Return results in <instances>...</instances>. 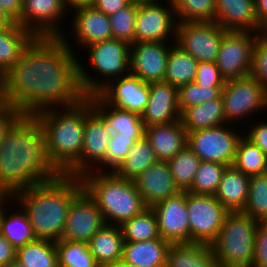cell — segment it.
Segmentation results:
<instances>
[{
	"label": "cell",
	"mask_w": 267,
	"mask_h": 267,
	"mask_svg": "<svg viewBox=\"0 0 267 267\" xmlns=\"http://www.w3.org/2000/svg\"><path fill=\"white\" fill-rule=\"evenodd\" d=\"M222 89L201 87L194 82L180 86L178 88L180 112L182 113L186 108L218 99L221 96Z\"/></svg>",
	"instance_id": "obj_44"
},
{
	"label": "cell",
	"mask_w": 267,
	"mask_h": 267,
	"mask_svg": "<svg viewBox=\"0 0 267 267\" xmlns=\"http://www.w3.org/2000/svg\"><path fill=\"white\" fill-rule=\"evenodd\" d=\"M13 23L0 7V28Z\"/></svg>",
	"instance_id": "obj_57"
},
{
	"label": "cell",
	"mask_w": 267,
	"mask_h": 267,
	"mask_svg": "<svg viewBox=\"0 0 267 267\" xmlns=\"http://www.w3.org/2000/svg\"><path fill=\"white\" fill-rule=\"evenodd\" d=\"M249 181L250 177L233 165L227 166L214 196L228 212H242L248 199Z\"/></svg>",
	"instance_id": "obj_28"
},
{
	"label": "cell",
	"mask_w": 267,
	"mask_h": 267,
	"mask_svg": "<svg viewBox=\"0 0 267 267\" xmlns=\"http://www.w3.org/2000/svg\"><path fill=\"white\" fill-rule=\"evenodd\" d=\"M174 43H132L130 45V74L149 84L164 81L168 54Z\"/></svg>",
	"instance_id": "obj_16"
},
{
	"label": "cell",
	"mask_w": 267,
	"mask_h": 267,
	"mask_svg": "<svg viewBox=\"0 0 267 267\" xmlns=\"http://www.w3.org/2000/svg\"><path fill=\"white\" fill-rule=\"evenodd\" d=\"M82 191L80 177L61 174L15 192L11 204L15 207L17 202L27 213L36 239L56 242L62 239L68 210Z\"/></svg>",
	"instance_id": "obj_3"
},
{
	"label": "cell",
	"mask_w": 267,
	"mask_h": 267,
	"mask_svg": "<svg viewBox=\"0 0 267 267\" xmlns=\"http://www.w3.org/2000/svg\"><path fill=\"white\" fill-rule=\"evenodd\" d=\"M167 163L175 185L180 191H187L194 181L201 160L187 144Z\"/></svg>",
	"instance_id": "obj_38"
},
{
	"label": "cell",
	"mask_w": 267,
	"mask_h": 267,
	"mask_svg": "<svg viewBox=\"0 0 267 267\" xmlns=\"http://www.w3.org/2000/svg\"><path fill=\"white\" fill-rule=\"evenodd\" d=\"M157 161L153 148L144 136L133 144L126 158L113 172L119 177L134 180Z\"/></svg>",
	"instance_id": "obj_34"
},
{
	"label": "cell",
	"mask_w": 267,
	"mask_h": 267,
	"mask_svg": "<svg viewBox=\"0 0 267 267\" xmlns=\"http://www.w3.org/2000/svg\"><path fill=\"white\" fill-rule=\"evenodd\" d=\"M135 142L132 137L111 135L106 155V172H113L120 165Z\"/></svg>",
	"instance_id": "obj_45"
},
{
	"label": "cell",
	"mask_w": 267,
	"mask_h": 267,
	"mask_svg": "<svg viewBox=\"0 0 267 267\" xmlns=\"http://www.w3.org/2000/svg\"><path fill=\"white\" fill-rule=\"evenodd\" d=\"M253 120L255 122H252V127L248 124L249 127L244 130V135L267 155V121L266 119L264 121L259 120L257 123V119Z\"/></svg>",
	"instance_id": "obj_49"
},
{
	"label": "cell",
	"mask_w": 267,
	"mask_h": 267,
	"mask_svg": "<svg viewBox=\"0 0 267 267\" xmlns=\"http://www.w3.org/2000/svg\"><path fill=\"white\" fill-rule=\"evenodd\" d=\"M198 61L176 43L172 44L166 65L164 82L180 87L195 81Z\"/></svg>",
	"instance_id": "obj_33"
},
{
	"label": "cell",
	"mask_w": 267,
	"mask_h": 267,
	"mask_svg": "<svg viewBox=\"0 0 267 267\" xmlns=\"http://www.w3.org/2000/svg\"><path fill=\"white\" fill-rule=\"evenodd\" d=\"M124 241L138 242L161 238L155 212L147 207L121 226Z\"/></svg>",
	"instance_id": "obj_37"
},
{
	"label": "cell",
	"mask_w": 267,
	"mask_h": 267,
	"mask_svg": "<svg viewBox=\"0 0 267 267\" xmlns=\"http://www.w3.org/2000/svg\"><path fill=\"white\" fill-rule=\"evenodd\" d=\"M36 36L17 22L0 28V76L2 77L22 56Z\"/></svg>",
	"instance_id": "obj_29"
},
{
	"label": "cell",
	"mask_w": 267,
	"mask_h": 267,
	"mask_svg": "<svg viewBox=\"0 0 267 267\" xmlns=\"http://www.w3.org/2000/svg\"><path fill=\"white\" fill-rule=\"evenodd\" d=\"M6 267H26L25 265H23L22 263H20L19 261H17L16 259L11 262L8 266Z\"/></svg>",
	"instance_id": "obj_58"
},
{
	"label": "cell",
	"mask_w": 267,
	"mask_h": 267,
	"mask_svg": "<svg viewBox=\"0 0 267 267\" xmlns=\"http://www.w3.org/2000/svg\"><path fill=\"white\" fill-rule=\"evenodd\" d=\"M0 7L13 22H17L22 16L23 0H0Z\"/></svg>",
	"instance_id": "obj_52"
},
{
	"label": "cell",
	"mask_w": 267,
	"mask_h": 267,
	"mask_svg": "<svg viewBox=\"0 0 267 267\" xmlns=\"http://www.w3.org/2000/svg\"><path fill=\"white\" fill-rule=\"evenodd\" d=\"M167 267H218L212 245L195 242L171 243Z\"/></svg>",
	"instance_id": "obj_31"
},
{
	"label": "cell",
	"mask_w": 267,
	"mask_h": 267,
	"mask_svg": "<svg viewBox=\"0 0 267 267\" xmlns=\"http://www.w3.org/2000/svg\"><path fill=\"white\" fill-rule=\"evenodd\" d=\"M180 120L187 133L228 124L221 96L218 99L186 108L181 113Z\"/></svg>",
	"instance_id": "obj_32"
},
{
	"label": "cell",
	"mask_w": 267,
	"mask_h": 267,
	"mask_svg": "<svg viewBox=\"0 0 267 267\" xmlns=\"http://www.w3.org/2000/svg\"><path fill=\"white\" fill-rule=\"evenodd\" d=\"M257 34L248 31H226L220 42L216 65L225 81L249 76Z\"/></svg>",
	"instance_id": "obj_12"
},
{
	"label": "cell",
	"mask_w": 267,
	"mask_h": 267,
	"mask_svg": "<svg viewBox=\"0 0 267 267\" xmlns=\"http://www.w3.org/2000/svg\"><path fill=\"white\" fill-rule=\"evenodd\" d=\"M226 167L227 165L218 162L201 161L194 181L187 191L194 194L214 195Z\"/></svg>",
	"instance_id": "obj_42"
},
{
	"label": "cell",
	"mask_w": 267,
	"mask_h": 267,
	"mask_svg": "<svg viewBox=\"0 0 267 267\" xmlns=\"http://www.w3.org/2000/svg\"><path fill=\"white\" fill-rule=\"evenodd\" d=\"M8 196L0 193V205Z\"/></svg>",
	"instance_id": "obj_61"
},
{
	"label": "cell",
	"mask_w": 267,
	"mask_h": 267,
	"mask_svg": "<svg viewBox=\"0 0 267 267\" xmlns=\"http://www.w3.org/2000/svg\"><path fill=\"white\" fill-rule=\"evenodd\" d=\"M111 267H130V266H127V265L123 264L122 262H119V263H117Z\"/></svg>",
	"instance_id": "obj_60"
},
{
	"label": "cell",
	"mask_w": 267,
	"mask_h": 267,
	"mask_svg": "<svg viewBox=\"0 0 267 267\" xmlns=\"http://www.w3.org/2000/svg\"><path fill=\"white\" fill-rule=\"evenodd\" d=\"M133 181L144 204L150 208L181 192L174 183L167 161L158 160Z\"/></svg>",
	"instance_id": "obj_20"
},
{
	"label": "cell",
	"mask_w": 267,
	"mask_h": 267,
	"mask_svg": "<svg viewBox=\"0 0 267 267\" xmlns=\"http://www.w3.org/2000/svg\"><path fill=\"white\" fill-rule=\"evenodd\" d=\"M23 116V114L13 106L4 102L0 104V143L3 141L10 128Z\"/></svg>",
	"instance_id": "obj_50"
},
{
	"label": "cell",
	"mask_w": 267,
	"mask_h": 267,
	"mask_svg": "<svg viewBox=\"0 0 267 267\" xmlns=\"http://www.w3.org/2000/svg\"><path fill=\"white\" fill-rule=\"evenodd\" d=\"M70 35L77 45L86 48L92 44L112 39L109 16L93 7H82L71 12ZM72 18V19H71Z\"/></svg>",
	"instance_id": "obj_21"
},
{
	"label": "cell",
	"mask_w": 267,
	"mask_h": 267,
	"mask_svg": "<svg viewBox=\"0 0 267 267\" xmlns=\"http://www.w3.org/2000/svg\"><path fill=\"white\" fill-rule=\"evenodd\" d=\"M62 173L50 161L43 128L34 116H22L0 143V193L15 192Z\"/></svg>",
	"instance_id": "obj_2"
},
{
	"label": "cell",
	"mask_w": 267,
	"mask_h": 267,
	"mask_svg": "<svg viewBox=\"0 0 267 267\" xmlns=\"http://www.w3.org/2000/svg\"><path fill=\"white\" fill-rule=\"evenodd\" d=\"M257 39L267 44V18L263 19L259 23V27L257 29Z\"/></svg>",
	"instance_id": "obj_56"
},
{
	"label": "cell",
	"mask_w": 267,
	"mask_h": 267,
	"mask_svg": "<svg viewBox=\"0 0 267 267\" xmlns=\"http://www.w3.org/2000/svg\"><path fill=\"white\" fill-rule=\"evenodd\" d=\"M16 260L26 267H58L55 242L35 239L16 250Z\"/></svg>",
	"instance_id": "obj_35"
},
{
	"label": "cell",
	"mask_w": 267,
	"mask_h": 267,
	"mask_svg": "<svg viewBox=\"0 0 267 267\" xmlns=\"http://www.w3.org/2000/svg\"><path fill=\"white\" fill-rule=\"evenodd\" d=\"M190 242L212 245L229 213L214 195L186 191Z\"/></svg>",
	"instance_id": "obj_10"
},
{
	"label": "cell",
	"mask_w": 267,
	"mask_h": 267,
	"mask_svg": "<svg viewBox=\"0 0 267 267\" xmlns=\"http://www.w3.org/2000/svg\"><path fill=\"white\" fill-rule=\"evenodd\" d=\"M259 222L242 212H229L212 244L218 267H252Z\"/></svg>",
	"instance_id": "obj_6"
},
{
	"label": "cell",
	"mask_w": 267,
	"mask_h": 267,
	"mask_svg": "<svg viewBox=\"0 0 267 267\" xmlns=\"http://www.w3.org/2000/svg\"><path fill=\"white\" fill-rule=\"evenodd\" d=\"M256 17L260 23L263 19L267 18V0H255Z\"/></svg>",
	"instance_id": "obj_55"
},
{
	"label": "cell",
	"mask_w": 267,
	"mask_h": 267,
	"mask_svg": "<svg viewBox=\"0 0 267 267\" xmlns=\"http://www.w3.org/2000/svg\"><path fill=\"white\" fill-rule=\"evenodd\" d=\"M215 22L226 31L257 32L255 0H215Z\"/></svg>",
	"instance_id": "obj_24"
},
{
	"label": "cell",
	"mask_w": 267,
	"mask_h": 267,
	"mask_svg": "<svg viewBox=\"0 0 267 267\" xmlns=\"http://www.w3.org/2000/svg\"><path fill=\"white\" fill-rule=\"evenodd\" d=\"M96 94L108 105L141 116L149 101V83L129 73L110 80Z\"/></svg>",
	"instance_id": "obj_15"
},
{
	"label": "cell",
	"mask_w": 267,
	"mask_h": 267,
	"mask_svg": "<svg viewBox=\"0 0 267 267\" xmlns=\"http://www.w3.org/2000/svg\"><path fill=\"white\" fill-rule=\"evenodd\" d=\"M9 202L11 203V197L8 196L0 205V234L17 250L36 238L27 213L20 205L16 204V206H19V210L17 209L16 212L14 209H10L12 212L7 213L9 207L6 206H11L8 204Z\"/></svg>",
	"instance_id": "obj_30"
},
{
	"label": "cell",
	"mask_w": 267,
	"mask_h": 267,
	"mask_svg": "<svg viewBox=\"0 0 267 267\" xmlns=\"http://www.w3.org/2000/svg\"><path fill=\"white\" fill-rule=\"evenodd\" d=\"M55 246L58 267H100L86 242L61 239L55 242Z\"/></svg>",
	"instance_id": "obj_39"
},
{
	"label": "cell",
	"mask_w": 267,
	"mask_h": 267,
	"mask_svg": "<svg viewBox=\"0 0 267 267\" xmlns=\"http://www.w3.org/2000/svg\"><path fill=\"white\" fill-rule=\"evenodd\" d=\"M65 13L69 14L63 0H23L22 16L17 23L36 37H61L65 33L60 26Z\"/></svg>",
	"instance_id": "obj_14"
},
{
	"label": "cell",
	"mask_w": 267,
	"mask_h": 267,
	"mask_svg": "<svg viewBox=\"0 0 267 267\" xmlns=\"http://www.w3.org/2000/svg\"><path fill=\"white\" fill-rule=\"evenodd\" d=\"M178 87L167 82L149 84V101L141 115L145 127L180 120Z\"/></svg>",
	"instance_id": "obj_22"
},
{
	"label": "cell",
	"mask_w": 267,
	"mask_h": 267,
	"mask_svg": "<svg viewBox=\"0 0 267 267\" xmlns=\"http://www.w3.org/2000/svg\"><path fill=\"white\" fill-rule=\"evenodd\" d=\"M252 267H267V221L259 222L257 227Z\"/></svg>",
	"instance_id": "obj_48"
},
{
	"label": "cell",
	"mask_w": 267,
	"mask_h": 267,
	"mask_svg": "<svg viewBox=\"0 0 267 267\" xmlns=\"http://www.w3.org/2000/svg\"><path fill=\"white\" fill-rule=\"evenodd\" d=\"M138 1L133 0L128 6L109 15L112 38L131 45L135 42V22Z\"/></svg>",
	"instance_id": "obj_43"
},
{
	"label": "cell",
	"mask_w": 267,
	"mask_h": 267,
	"mask_svg": "<svg viewBox=\"0 0 267 267\" xmlns=\"http://www.w3.org/2000/svg\"><path fill=\"white\" fill-rule=\"evenodd\" d=\"M111 135L103 119L93 110L85 119L81 176L90 171L106 172V155Z\"/></svg>",
	"instance_id": "obj_18"
},
{
	"label": "cell",
	"mask_w": 267,
	"mask_h": 267,
	"mask_svg": "<svg viewBox=\"0 0 267 267\" xmlns=\"http://www.w3.org/2000/svg\"><path fill=\"white\" fill-rule=\"evenodd\" d=\"M92 111V103L86 97L75 106L34 115L44 130L49 159L62 174L81 176L85 119Z\"/></svg>",
	"instance_id": "obj_4"
},
{
	"label": "cell",
	"mask_w": 267,
	"mask_h": 267,
	"mask_svg": "<svg viewBox=\"0 0 267 267\" xmlns=\"http://www.w3.org/2000/svg\"><path fill=\"white\" fill-rule=\"evenodd\" d=\"M104 225L100 209L83 190L68 210L62 239L87 243Z\"/></svg>",
	"instance_id": "obj_17"
},
{
	"label": "cell",
	"mask_w": 267,
	"mask_h": 267,
	"mask_svg": "<svg viewBox=\"0 0 267 267\" xmlns=\"http://www.w3.org/2000/svg\"><path fill=\"white\" fill-rule=\"evenodd\" d=\"M87 244L100 267H111L122 260L124 238L120 226L105 224Z\"/></svg>",
	"instance_id": "obj_27"
},
{
	"label": "cell",
	"mask_w": 267,
	"mask_h": 267,
	"mask_svg": "<svg viewBox=\"0 0 267 267\" xmlns=\"http://www.w3.org/2000/svg\"><path fill=\"white\" fill-rule=\"evenodd\" d=\"M93 110L103 119L112 134L132 137L136 141L145 135V126L141 116L106 104L97 94L87 96Z\"/></svg>",
	"instance_id": "obj_23"
},
{
	"label": "cell",
	"mask_w": 267,
	"mask_h": 267,
	"mask_svg": "<svg viewBox=\"0 0 267 267\" xmlns=\"http://www.w3.org/2000/svg\"><path fill=\"white\" fill-rule=\"evenodd\" d=\"M85 49L84 51L88 50L89 67L92 66L94 69L93 74L94 71L99 74L90 75L92 71L86 70L81 58L78 59L80 84L87 96L96 94L110 80L130 73V45L128 43L112 38L92 44ZM97 75L98 78H96Z\"/></svg>",
	"instance_id": "obj_7"
},
{
	"label": "cell",
	"mask_w": 267,
	"mask_h": 267,
	"mask_svg": "<svg viewBox=\"0 0 267 267\" xmlns=\"http://www.w3.org/2000/svg\"><path fill=\"white\" fill-rule=\"evenodd\" d=\"M16 259V249L0 234V266L6 267Z\"/></svg>",
	"instance_id": "obj_53"
},
{
	"label": "cell",
	"mask_w": 267,
	"mask_h": 267,
	"mask_svg": "<svg viewBox=\"0 0 267 267\" xmlns=\"http://www.w3.org/2000/svg\"><path fill=\"white\" fill-rule=\"evenodd\" d=\"M68 32L61 37L37 36L31 41L1 77L4 103L23 116H34L47 109L75 106L87 97L80 84V57L66 38Z\"/></svg>",
	"instance_id": "obj_1"
},
{
	"label": "cell",
	"mask_w": 267,
	"mask_h": 267,
	"mask_svg": "<svg viewBox=\"0 0 267 267\" xmlns=\"http://www.w3.org/2000/svg\"><path fill=\"white\" fill-rule=\"evenodd\" d=\"M66 9L71 14V11L82 7H92L95 0H63Z\"/></svg>",
	"instance_id": "obj_54"
},
{
	"label": "cell",
	"mask_w": 267,
	"mask_h": 267,
	"mask_svg": "<svg viewBox=\"0 0 267 267\" xmlns=\"http://www.w3.org/2000/svg\"><path fill=\"white\" fill-rule=\"evenodd\" d=\"M225 79L221 76L216 62H199L194 83L209 88H223Z\"/></svg>",
	"instance_id": "obj_46"
},
{
	"label": "cell",
	"mask_w": 267,
	"mask_h": 267,
	"mask_svg": "<svg viewBox=\"0 0 267 267\" xmlns=\"http://www.w3.org/2000/svg\"><path fill=\"white\" fill-rule=\"evenodd\" d=\"M233 166L251 177L267 173V155L244 134L240 138Z\"/></svg>",
	"instance_id": "obj_36"
},
{
	"label": "cell",
	"mask_w": 267,
	"mask_h": 267,
	"mask_svg": "<svg viewBox=\"0 0 267 267\" xmlns=\"http://www.w3.org/2000/svg\"><path fill=\"white\" fill-rule=\"evenodd\" d=\"M80 179L83 190L100 209L105 224L121 226L147 208L131 179L98 171L87 172Z\"/></svg>",
	"instance_id": "obj_5"
},
{
	"label": "cell",
	"mask_w": 267,
	"mask_h": 267,
	"mask_svg": "<svg viewBox=\"0 0 267 267\" xmlns=\"http://www.w3.org/2000/svg\"><path fill=\"white\" fill-rule=\"evenodd\" d=\"M242 213L258 222L267 221V173L250 177L248 199Z\"/></svg>",
	"instance_id": "obj_41"
},
{
	"label": "cell",
	"mask_w": 267,
	"mask_h": 267,
	"mask_svg": "<svg viewBox=\"0 0 267 267\" xmlns=\"http://www.w3.org/2000/svg\"><path fill=\"white\" fill-rule=\"evenodd\" d=\"M157 217L160 237L170 243L190 242L186 191L152 207Z\"/></svg>",
	"instance_id": "obj_19"
},
{
	"label": "cell",
	"mask_w": 267,
	"mask_h": 267,
	"mask_svg": "<svg viewBox=\"0 0 267 267\" xmlns=\"http://www.w3.org/2000/svg\"><path fill=\"white\" fill-rule=\"evenodd\" d=\"M176 27L171 0L138 1L135 42H175Z\"/></svg>",
	"instance_id": "obj_11"
},
{
	"label": "cell",
	"mask_w": 267,
	"mask_h": 267,
	"mask_svg": "<svg viewBox=\"0 0 267 267\" xmlns=\"http://www.w3.org/2000/svg\"><path fill=\"white\" fill-rule=\"evenodd\" d=\"M170 244L163 238L138 242L124 241L121 262L130 267H167Z\"/></svg>",
	"instance_id": "obj_26"
},
{
	"label": "cell",
	"mask_w": 267,
	"mask_h": 267,
	"mask_svg": "<svg viewBox=\"0 0 267 267\" xmlns=\"http://www.w3.org/2000/svg\"><path fill=\"white\" fill-rule=\"evenodd\" d=\"M250 75L254 77L267 92V44L258 39L253 47Z\"/></svg>",
	"instance_id": "obj_47"
},
{
	"label": "cell",
	"mask_w": 267,
	"mask_h": 267,
	"mask_svg": "<svg viewBox=\"0 0 267 267\" xmlns=\"http://www.w3.org/2000/svg\"><path fill=\"white\" fill-rule=\"evenodd\" d=\"M225 32L216 22H179L175 43L198 62H216Z\"/></svg>",
	"instance_id": "obj_13"
},
{
	"label": "cell",
	"mask_w": 267,
	"mask_h": 267,
	"mask_svg": "<svg viewBox=\"0 0 267 267\" xmlns=\"http://www.w3.org/2000/svg\"><path fill=\"white\" fill-rule=\"evenodd\" d=\"M226 122L236 125L244 123L246 118L264 113L267 109V92L263 86L251 75L240 79H230L221 91ZM253 114V115H252ZM252 115V116H251Z\"/></svg>",
	"instance_id": "obj_8"
},
{
	"label": "cell",
	"mask_w": 267,
	"mask_h": 267,
	"mask_svg": "<svg viewBox=\"0 0 267 267\" xmlns=\"http://www.w3.org/2000/svg\"><path fill=\"white\" fill-rule=\"evenodd\" d=\"M179 22H215V0H171Z\"/></svg>",
	"instance_id": "obj_40"
},
{
	"label": "cell",
	"mask_w": 267,
	"mask_h": 267,
	"mask_svg": "<svg viewBox=\"0 0 267 267\" xmlns=\"http://www.w3.org/2000/svg\"><path fill=\"white\" fill-rule=\"evenodd\" d=\"M230 125V126H228ZM232 128L231 124L196 130L188 133V146L201 161L218 162L227 166L233 165L237 145L244 134Z\"/></svg>",
	"instance_id": "obj_9"
},
{
	"label": "cell",
	"mask_w": 267,
	"mask_h": 267,
	"mask_svg": "<svg viewBox=\"0 0 267 267\" xmlns=\"http://www.w3.org/2000/svg\"><path fill=\"white\" fill-rule=\"evenodd\" d=\"M133 0H95L93 8L111 15L122 8L128 6Z\"/></svg>",
	"instance_id": "obj_51"
},
{
	"label": "cell",
	"mask_w": 267,
	"mask_h": 267,
	"mask_svg": "<svg viewBox=\"0 0 267 267\" xmlns=\"http://www.w3.org/2000/svg\"><path fill=\"white\" fill-rule=\"evenodd\" d=\"M2 79H1V76H0V104L2 103Z\"/></svg>",
	"instance_id": "obj_59"
},
{
	"label": "cell",
	"mask_w": 267,
	"mask_h": 267,
	"mask_svg": "<svg viewBox=\"0 0 267 267\" xmlns=\"http://www.w3.org/2000/svg\"><path fill=\"white\" fill-rule=\"evenodd\" d=\"M144 136L153 148L157 159L162 161L173 158L188 142V133L181 120L145 127Z\"/></svg>",
	"instance_id": "obj_25"
}]
</instances>
